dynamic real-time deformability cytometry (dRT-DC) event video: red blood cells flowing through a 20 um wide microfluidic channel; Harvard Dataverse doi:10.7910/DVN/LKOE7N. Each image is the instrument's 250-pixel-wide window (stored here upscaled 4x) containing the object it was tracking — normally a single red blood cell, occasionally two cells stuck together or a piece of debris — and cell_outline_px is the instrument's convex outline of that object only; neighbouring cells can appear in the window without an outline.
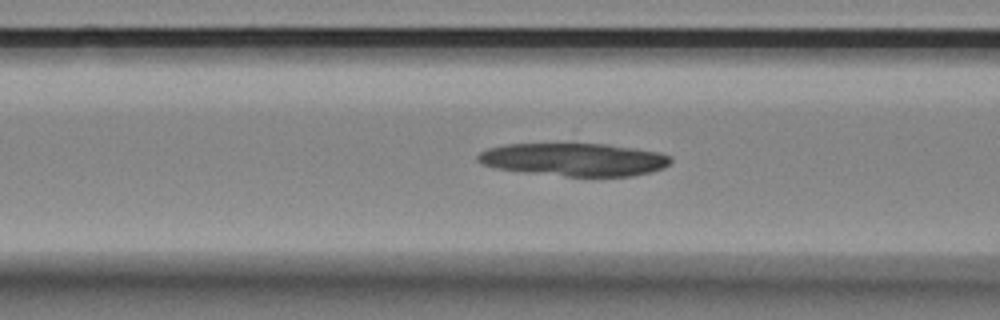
{"species": "Egyptian fruit bat (a non-hibernating species)", "species_latin": "Rousettus aegyptiacus", "temperature_condition": "room temperature", "stored_images_in_passage": 55, "camera_frame_rate_fps": 3000, "um_per_image_px": 0.085, "animal": {"sex": "female"}, "frame": {"image": 1, "passage_image": 21, "time_ms": 6.667, "image_size_px": [1000, 320], "cell_outline_px": [[672, 160], [664, 168], [652, 172], [632, 176], [564, 176], [524, 172], [496, 168], [484, 164], [476, 160], [476, 156], [480, 152], [488, 148], [504, 144], [608, 144], [660, 152], [672, 156]], "centroid_in_image_um": [48.82, 13.56], "position_along_channel_um": 117.8, "area_um2": 37.11}}
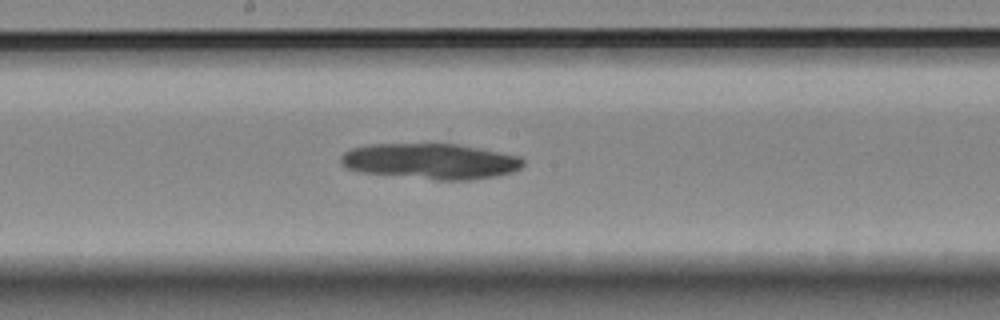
{"frame": {"image": 2, "passage_image": 29, "time_ms": 9.333, "image_size_px": [1000, 320], "cell_outline_px": [[524, 164], [520, 168], [512, 172], [496, 176], [472, 180], [436, 180], [360, 172], [348, 168], [340, 164], [340, 156], [344, 152], [352, 148], [368, 144], [456, 144], [520, 156], [524, 160]], "centroid_in_image_um": [36.58, 13.71], "position_along_channel_um": 211.6, "area_um2": 37.92}}
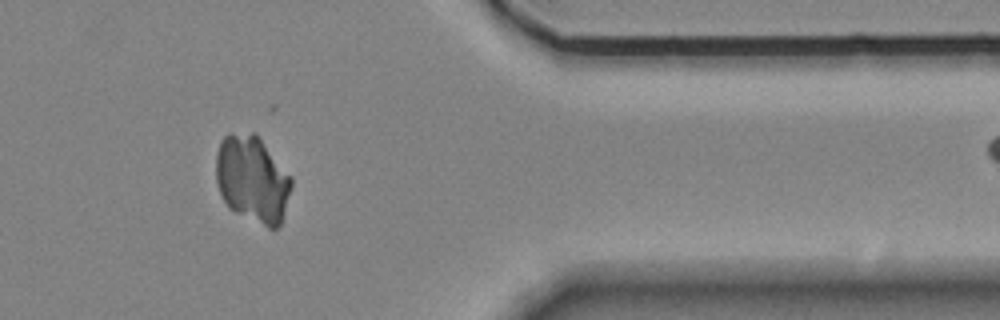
{"frame": {"image": 3, "passage_image": 46, "time_ms": 15.0, "image_size_px": [1000, 320], "cell_outline_px": [[292, 184], [280, 224], [276, 228], [268, 228], [228, 208], [220, 192], [216, 180], [216, 156], [220, 140], [228, 132], [256, 132], [292, 180]], "centroid_in_image_um": [21.41, 15.19], "position_along_channel_um": 390.0, "area_um2": 37.92}}